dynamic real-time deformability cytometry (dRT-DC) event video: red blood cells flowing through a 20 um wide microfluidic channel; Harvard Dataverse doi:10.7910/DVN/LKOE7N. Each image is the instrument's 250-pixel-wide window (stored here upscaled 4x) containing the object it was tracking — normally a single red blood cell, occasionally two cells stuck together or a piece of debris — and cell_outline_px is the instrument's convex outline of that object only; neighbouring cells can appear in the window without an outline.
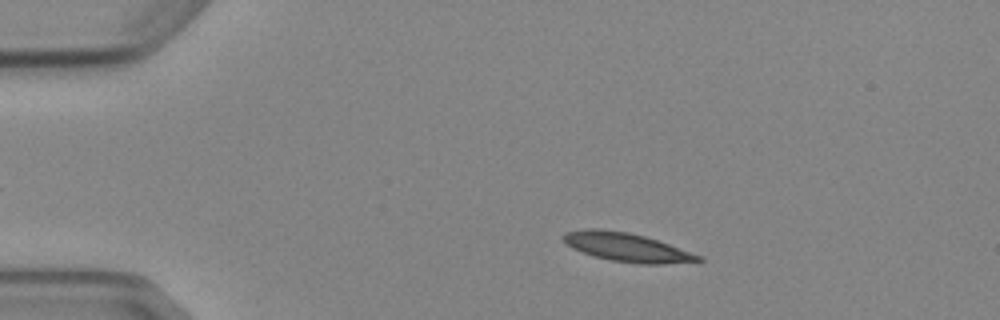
{"species": "Egyptian fruit bat (a non-hibernating species)", "species_latin": "Rousettus aegyptiacus", "temperature_condition": "cold", "stored_images_in_passage": 8, "camera_frame_rate_fps": 3000, "um_per_image_px": 0.085, "animal": {"sex": "female"}, "frame": {"image": 1, "passage_image": 1, "time_ms": 0.0, "image_size_px": [1000, 320], "cell_outline_px": [[704, 260], [660, 264], [640, 264], [612, 260], [596, 256], [572, 248], [560, 236], [564, 232], [588, 228], [600, 228], [628, 232], [644, 236], [704, 256]], "centroid_in_image_um": [53.27, 21.0], "position_along_channel_um": 31.7, "area_um2": 22.31}}
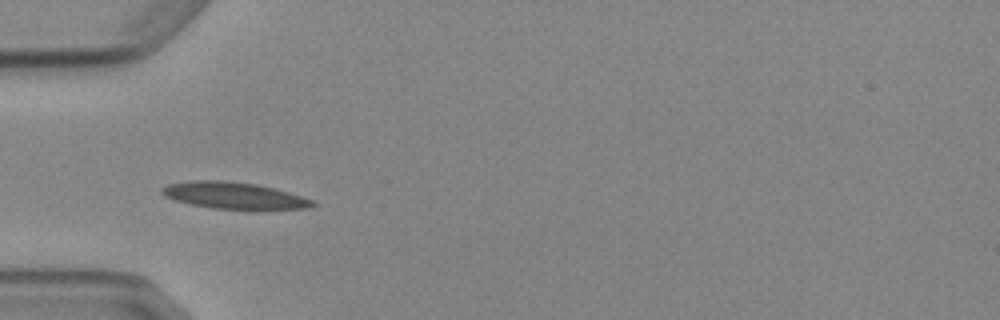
{"frame": {"image": 2, "passage_image": 3, "time_ms": 2.333, "image_size_px": [1000, 320], "cell_outline_px": [[320, 204], [308, 208], [212, 208], [192, 204], [176, 200], [164, 196], [160, 192], [160, 188], [168, 184], [192, 180], [224, 180], [256, 184], [276, 188], [316, 200]], "centroid_in_image_um": [19.91, 16.59], "position_along_channel_um": 65.1, "area_um2": 23.24}}
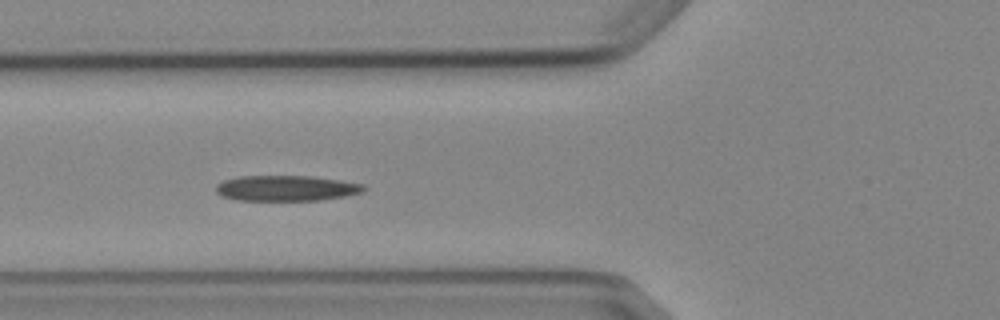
{"frame": {"image": 3, "passage_image": 4, "time_ms": 3.333, "image_size_px": [1000, 320], "cell_outline_px": [[368, 188], [364, 192], [344, 196], [320, 200], [236, 200], [220, 196], [216, 192], [216, 184], [224, 180], [240, 176], [312, 176], [340, 180], [364, 184]], "centroid_in_image_um": [24.34, 15.99], "position_along_channel_um": 101.5, "area_um2": 22.14}}